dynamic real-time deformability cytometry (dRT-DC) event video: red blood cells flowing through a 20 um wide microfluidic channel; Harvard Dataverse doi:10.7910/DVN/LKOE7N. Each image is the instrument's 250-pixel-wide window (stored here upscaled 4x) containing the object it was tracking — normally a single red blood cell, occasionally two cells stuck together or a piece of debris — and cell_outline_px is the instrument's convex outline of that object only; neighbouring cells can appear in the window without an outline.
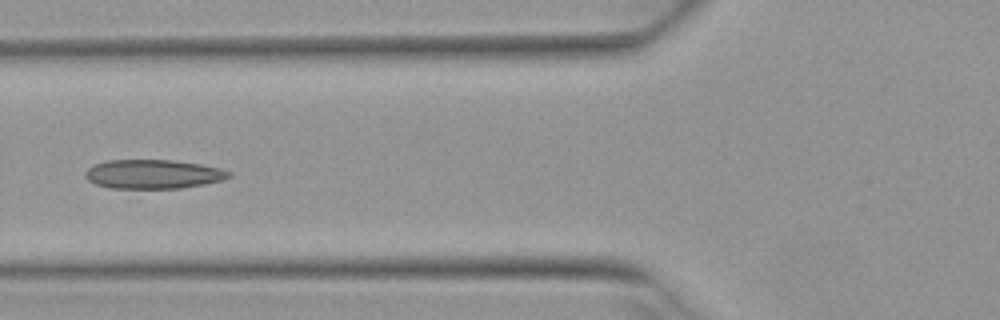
{"species": "Egyptian fruit bat (a non-hibernating species)", "species_latin": "Rousettus aegyptiacus", "temperature_condition": "warm", "stored_images_in_passage": 6, "camera_frame_rate_fps": 3000, "um_per_image_px": 0.085, "animal": {"sex": "female"}, "frame": {"image": 1, "passage_image": 6, "time_ms": 1.667, "image_size_px": [1000, 320], "cell_outline_px": [[232, 176], [224, 180], [204, 184], [180, 188], [108, 188], [96, 184], [88, 180], [84, 176], [84, 172], [92, 164], [104, 160], [172, 160], [200, 164], [220, 168], [232, 172]], "centroid_in_image_um": [13.0, 14.79], "position_along_channel_um": 112.8, "area_um2": 24.57}}